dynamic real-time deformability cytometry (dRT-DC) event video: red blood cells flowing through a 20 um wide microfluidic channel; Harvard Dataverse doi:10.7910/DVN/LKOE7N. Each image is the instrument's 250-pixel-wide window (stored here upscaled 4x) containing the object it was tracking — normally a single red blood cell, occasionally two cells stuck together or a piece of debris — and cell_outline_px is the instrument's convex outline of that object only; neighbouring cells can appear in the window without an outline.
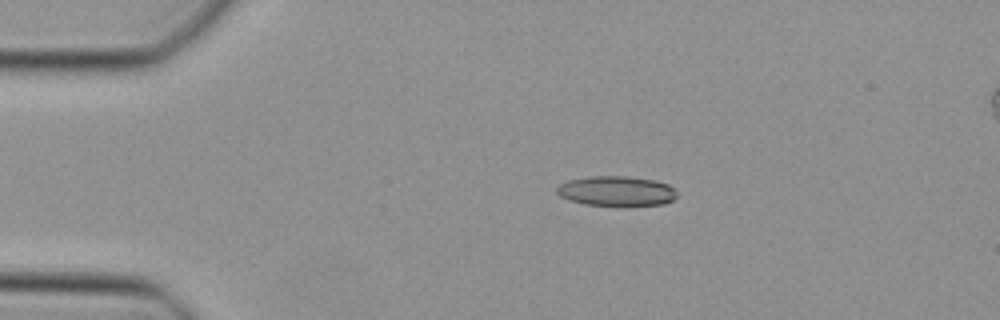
{"species": "Egyptian fruit bat (a non-hibernating species)", "species_latin": "Rousettus aegyptiacus", "temperature_condition": "cold", "stored_images_in_passage": 39, "camera_frame_rate_fps": 3000, "um_per_image_px": 0.085, "animal": {"sex": "female"}, "frame": {"image": 1, "passage_image": 1, "time_ms": 0.0, "image_size_px": [1000, 320], "cell_outline_px": [[676, 196], [672, 200], [664, 204], [624, 208], [584, 204], [568, 200], [560, 196], [556, 192], [556, 188], [560, 184], [568, 180], [588, 176], [628, 176], [652, 180], [668, 184], [676, 192]], "centroid_in_image_um": [52.38, 16.28], "position_along_channel_um": 32.6, "area_um2": 21.62}}
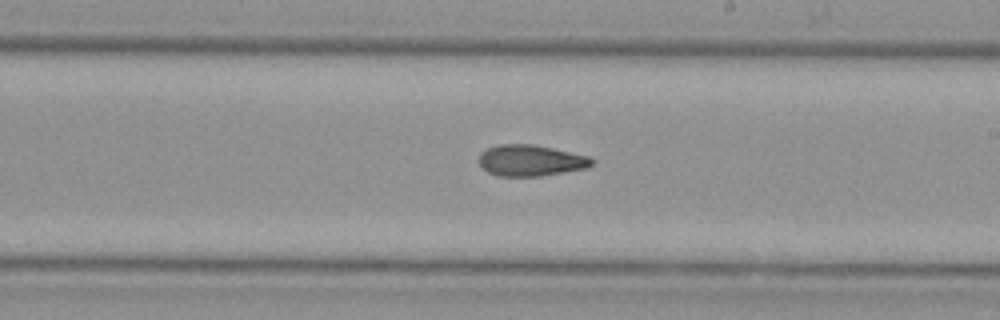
{"frame": {"image": 2, "passage_image": 19, "time_ms": 6.0, "image_size_px": [1000, 320], "cell_outline_px": [[596, 160], [588, 168], [540, 176], [500, 176], [488, 172], [480, 168], [476, 160], [480, 152], [484, 148], [500, 144], [532, 144], [552, 148], [588, 156]], "centroid_in_image_um": [45.04, 13.64], "position_along_channel_um": 244.0, "area_um2": 20.87}}
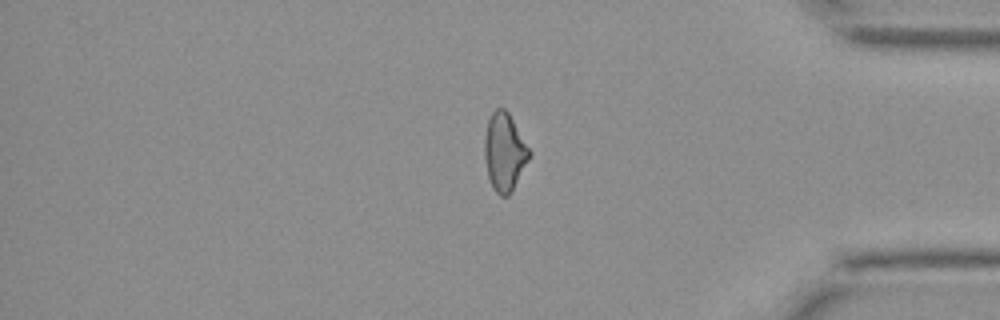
{"frame": {"image": 3, "passage_image": 31, "time_ms": 10.0, "image_size_px": [1000, 320], "cell_outline_px": [[532, 152], [512, 192], [508, 196], [500, 196], [492, 188], [488, 176], [484, 156], [484, 136], [488, 120], [492, 112], [496, 108], [504, 108], [508, 112]], "centroid_in_image_um": [42.87, 12.93], "position_along_channel_um": 392.3, "area_um2": 20.4}}